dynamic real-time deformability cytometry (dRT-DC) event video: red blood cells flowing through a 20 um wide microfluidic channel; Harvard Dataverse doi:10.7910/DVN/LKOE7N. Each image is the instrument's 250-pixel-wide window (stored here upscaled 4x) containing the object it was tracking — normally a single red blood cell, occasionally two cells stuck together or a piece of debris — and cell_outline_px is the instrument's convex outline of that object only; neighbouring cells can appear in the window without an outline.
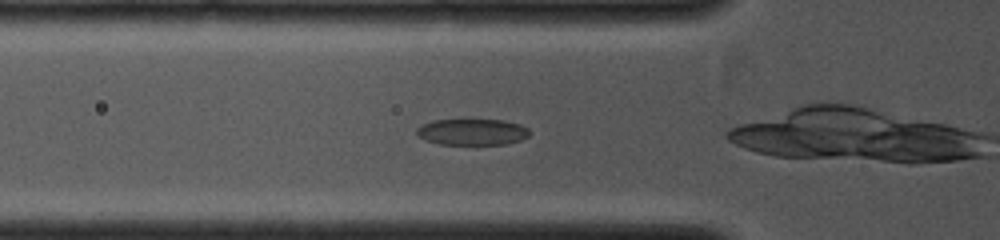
{"species": "common noctule bat (a hibernating species)", "species_latin": "Nyctalus noctula", "temperature_condition": "cold", "stored_images_in_passage": 18, "camera_frame_rate_fps": 4000, "um_per_image_px": 0.085, "animal": {"sex": "female", "body_mass_g": 19.0, "forearm_length_mm": 53.3}, "frame": {"image": 1, "passage_image": 3, "time_ms": 0.5, "image_size_px": [1000, 240], "cell_outline_px": [[528, 136], [520, 140], [504, 144], [440, 144], [424, 140], [416, 136], [416, 128], [432, 120], [504, 120], [520, 124], [528, 128]], "centroid_in_image_um": [40.1, 11.21], "position_along_channel_um": 85.7, "area_um2": 17.22}}
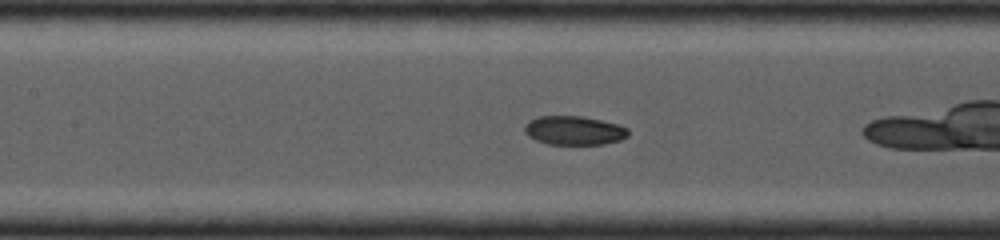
{"frame": {"image": 2, "passage_image": 8, "time_ms": 1.75, "image_size_px": [1000, 240], "cell_outline_px": [[628, 136], [620, 140], [604, 144], [548, 144], [536, 140], [528, 136], [524, 132], [524, 128], [528, 120], [536, 116], [584, 116], [620, 124], [628, 128]], "centroid_in_image_um": [48.8, 11.08], "position_along_channel_um": 158.6, "area_um2": 17.69}}
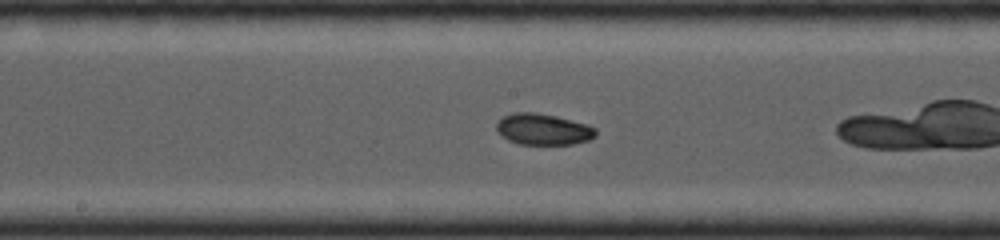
{"frame": {"image": 3, "passage_image": 11, "time_ms": 2.5, "image_size_px": [1000, 240], "cell_outline_px": [[596, 136], [588, 140], [572, 144], [520, 144], [508, 140], [496, 132], [496, 124], [504, 116], [512, 112], [536, 112], [556, 116], [588, 124], [596, 128]], "centroid_in_image_um": [46.16, 10.98], "position_along_channel_um": 202.0, "area_um2": 18.15}}